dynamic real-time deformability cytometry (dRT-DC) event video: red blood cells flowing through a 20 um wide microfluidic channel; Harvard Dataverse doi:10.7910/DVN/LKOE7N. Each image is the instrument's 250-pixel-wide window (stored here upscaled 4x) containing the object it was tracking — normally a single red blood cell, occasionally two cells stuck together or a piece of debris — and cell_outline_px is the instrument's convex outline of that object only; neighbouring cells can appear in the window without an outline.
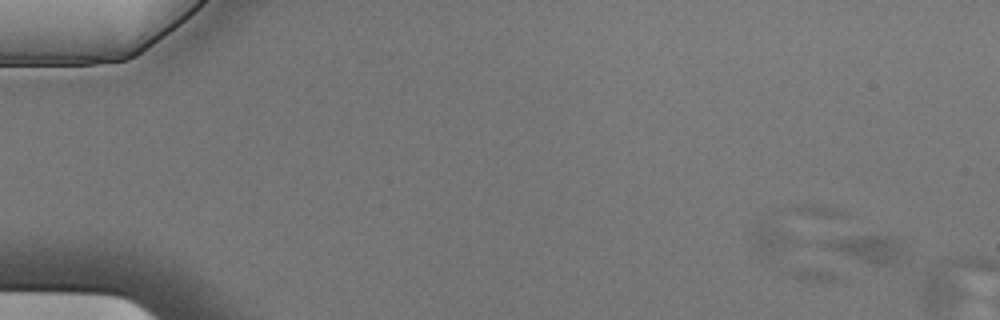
{"species": "Egyptian fruit bat (a non-hibernating species)", "species_latin": "Rousettus aegyptiacus", "temperature_condition": "cold", "stored_images_in_passage": 8, "camera_frame_rate_fps": 3000, "um_per_image_px": 0.085, "animal": {"sex": "male"}, "frame": {"image": 1, "passage_image": 3, "time_ms": 0.667, "image_size_px": [1000, 320], "cell_outline_px": [[904, 252], [892, 264], [868, 264], [832, 248], [824, 244], [824, 240], [848, 236], [888, 236], [896, 240]], "centroid_in_image_um": [73.79, 21.12], "position_along_channel_um": 11.2, "area_um2": 11.5}}